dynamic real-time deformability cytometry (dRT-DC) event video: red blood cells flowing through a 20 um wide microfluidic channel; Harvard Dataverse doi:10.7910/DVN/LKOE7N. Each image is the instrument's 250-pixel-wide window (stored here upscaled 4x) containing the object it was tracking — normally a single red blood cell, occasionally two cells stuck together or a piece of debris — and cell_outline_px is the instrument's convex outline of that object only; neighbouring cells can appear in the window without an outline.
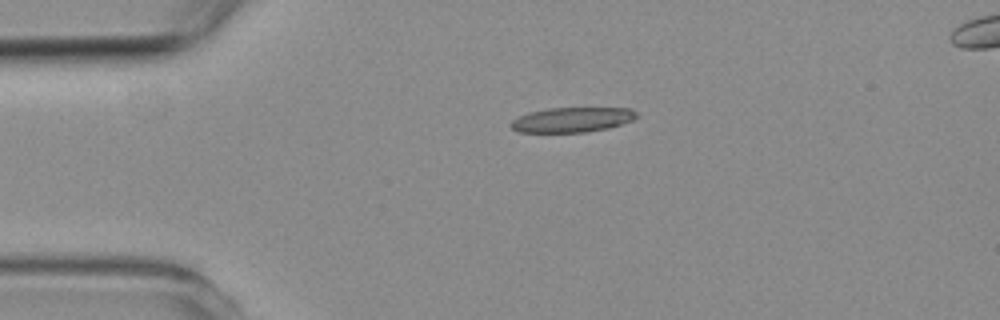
{"species": "common noctule bat (a hibernating species)", "species_latin": "Nyctalus noctula", "temperature_condition": "room temperature", "stored_images_in_passage": 6, "camera_frame_rate_fps": 3000, "um_per_image_px": 0.085, "animal": {"sex": "female", "body_mass_g": 19.3, "forearm_length_mm": 54.1}, "frame": {"image": 1, "passage_image": 6, "time_ms": 6.0, "image_size_px": [1000, 320], "cell_outline_px": [[636, 116], [632, 120], [608, 128], [584, 132], [520, 132], [512, 128], [508, 124], [512, 120], [528, 112], [548, 108], [628, 108], [636, 112]], "centroid_in_image_um": [48.58, 10.17], "position_along_channel_um": 36.4, "area_um2": 18.03}}